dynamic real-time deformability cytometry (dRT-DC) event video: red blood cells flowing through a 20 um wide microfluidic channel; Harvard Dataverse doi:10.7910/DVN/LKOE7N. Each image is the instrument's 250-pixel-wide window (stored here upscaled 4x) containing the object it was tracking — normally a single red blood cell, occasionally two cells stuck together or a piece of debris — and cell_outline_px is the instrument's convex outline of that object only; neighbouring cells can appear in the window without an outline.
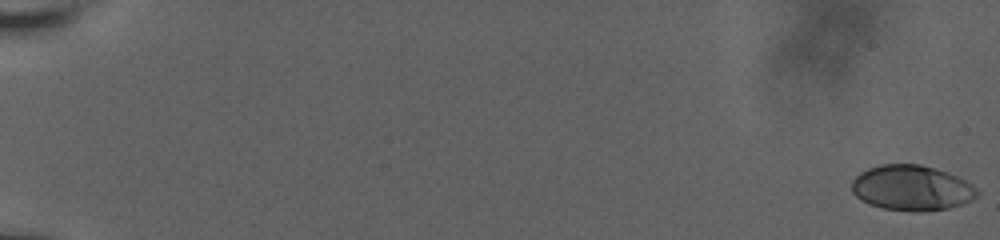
{"species": "human", "species_latin": "Homo sapiens", "temperature_condition": "room temperature", "stored_images_in_passage": 61, "camera_frame_rate_fps": 3000, "um_per_image_px": 0.085, "donor": {"sex": "male"}, "frame": {"image": 1, "passage_image": 1, "time_ms": 0.0, "image_size_px": [1000, 240], "cell_outline_px": [[980, 196], [972, 200], [948, 208], [916, 212], [884, 208], [868, 204], [860, 200], [852, 192], [852, 180], [860, 172], [868, 168], [880, 164], [920, 164], [948, 172], [972, 184], [980, 192]], "centroid_in_image_um": [77.49, 15.97], "position_along_channel_um": 7.5, "area_um2": 33.23}}
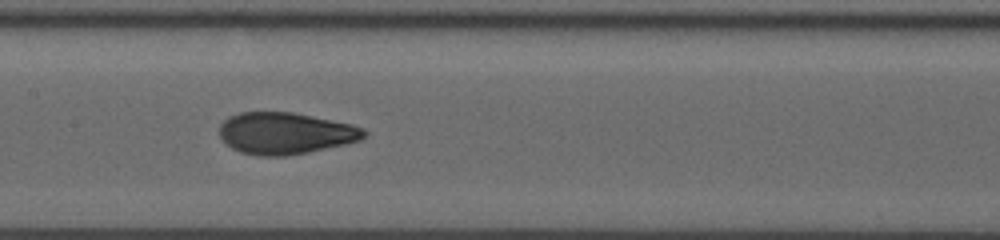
{"frame": {"image": 2, "passage_image": 34, "time_ms": 11.0, "image_size_px": [1000, 240], "cell_outline_px": [[368, 132], [360, 140], [344, 144], [308, 152], [284, 156], [260, 156], [240, 152], [232, 148], [220, 136], [220, 124], [228, 116], [240, 112], [292, 112], [352, 124], [364, 128]], "centroid_in_image_um": [24.25, 11.32], "position_along_channel_um": 183.1, "area_um2": 35.03}}
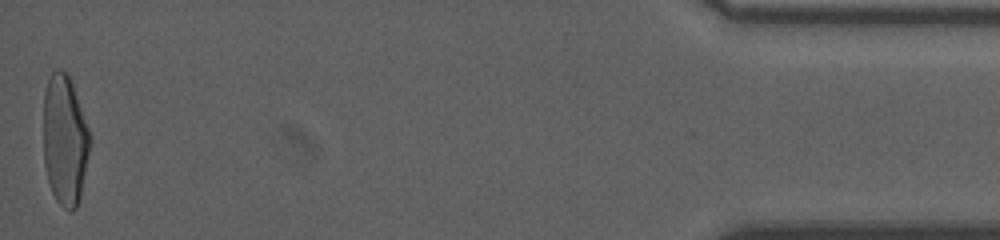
{"frame": {"image": 3, "passage_image": 61, "time_ms": 20.0, "image_size_px": [1000, 240], "cell_outline_px": [[92, 140], [80, 196], [76, 208], [64, 208], [56, 200], [52, 192], [48, 180], [44, 164], [44, 92], [48, 80], [52, 72], [56, 68], [60, 68], [68, 72], [92, 136]], "centroid_in_image_um": [5.52, 11.85], "position_along_channel_um": 429.7, "area_um2": 35.49}, "authors_computed_cell_mechanics": {"area_um2": 34.6222, "velocity_mm_per_s": 3.6537, "shape_relaxation_time_tau1_ms": 6.1451, "shape_relaxation_time_tau2_ms": 1.0524, "deformation_change_tau1": 0.2245, "deformation_change_tau2": 0.0686}}